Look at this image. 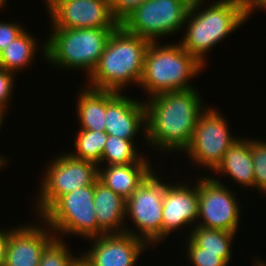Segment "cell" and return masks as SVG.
Listing matches in <instances>:
<instances>
[{
  "label": "cell",
  "mask_w": 266,
  "mask_h": 266,
  "mask_svg": "<svg viewBox=\"0 0 266 266\" xmlns=\"http://www.w3.org/2000/svg\"><path fill=\"white\" fill-rule=\"evenodd\" d=\"M148 99V100H147ZM196 88L164 92L146 98V136L153 149L164 154L188 148L200 114L206 109ZM166 152V153H165Z\"/></svg>",
  "instance_id": "6da1fadb"
},
{
  "label": "cell",
  "mask_w": 266,
  "mask_h": 266,
  "mask_svg": "<svg viewBox=\"0 0 266 266\" xmlns=\"http://www.w3.org/2000/svg\"><path fill=\"white\" fill-rule=\"evenodd\" d=\"M204 1H192L179 43L205 66L206 54L243 26L253 15V7L252 0H213L202 10Z\"/></svg>",
  "instance_id": "7a4b0ae2"
},
{
  "label": "cell",
  "mask_w": 266,
  "mask_h": 266,
  "mask_svg": "<svg viewBox=\"0 0 266 266\" xmlns=\"http://www.w3.org/2000/svg\"><path fill=\"white\" fill-rule=\"evenodd\" d=\"M150 43L119 25L112 32L96 67L87 77L86 86L118 93L132 83L138 86Z\"/></svg>",
  "instance_id": "3957f363"
},
{
  "label": "cell",
  "mask_w": 266,
  "mask_h": 266,
  "mask_svg": "<svg viewBox=\"0 0 266 266\" xmlns=\"http://www.w3.org/2000/svg\"><path fill=\"white\" fill-rule=\"evenodd\" d=\"M159 43H150L139 82L147 98L164 92L195 88L191 85L192 78L200 75L206 66L186 51L179 41L163 46Z\"/></svg>",
  "instance_id": "277c9868"
},
{
  "label": "cell",
  "mask_w": 266,
  "mask_h": 266,
  "mask_svg": "<svg viewBox=\"0 0 266 266\" xmlns=\"http://www.w3.org/2000/svg\"><path fill=\"white\" fill-rule=\"evenodd\" d=\"M41 47L42 57L62 70H82L87 77L96 67L115 29L51 28ZM84 70V71H83Z\"/></svg>",
  "instance_id": "5b68a950"
},
{
  "label": "cell",
  "mask_w": 266,
  "mask_h": 266,
  "mask_svg": "<svg viewBox=\"0 0 266 266\" xmlns=\"http://www.w3.org/2000/svg\"><path fill=\"white\" fill-rule=\"evenodd\" d=\"M95 183L60 196L39 218L56 237L90 239L106 234L97 223L94 206Z\"/></svg>",
  "instance_id": "8992f818"
},
{
  "label": "cell",
  "mask_w": 266,
  "mask_h": 266,
  "mask_svg": "<svg viewBox=\"0 0 266 266\" xmlns=\"http://www.w3.org/2000/svg\"><path fill=\"white\" fill-rule=\"evenodd\" d=\"M162 180L154 169L126 200V219L132 220L135 228L127 226L125 232L149 246L163 241L162 198L169 183Z\"/></svg>",
  "instance_id": "52a82bcc"
},
{
  "label": "cell",
  "mask_w": 266,
  "mask_h": 266,
  "mask_svg": "<svg viewBox=\"0 0 266 266\" xmlns=\"http://www.w3.org/2000/svg\"><path fill=\"white\" fill-rule=\"evenodd\" d=\"M192 1L147 0L128 14L120 25L127 32L150 42H160L161 37L172 36L184 29Z\"/></svg>",
  "instance_id": "ba28073f"
},
{
  "label": "cell",
  "mask_w": 266,
  "mask_h": 266,
  "mask_svg": "<svg viewBox=\"0 0 266 266\" xmlns=\"http://www.w3.org/2000/svg\"><path fill=\"white\" fill-rule=\"evenodd\" d=\"M44 168L43 181L35 201L37 217L41 216L60 196L76 189L91 186L98 179L95 163L73 157L70 153L59 154Z\"/></svg>",
  "instance_id": "9c48e42d"
},
{
  "label": "cell",
  "mask_w": 266,
  "mask_h": 266,
  "mask_svg": "<svg viewBox=\"0 0 266 266\" xmlns=\"http://www.w3.org/2000/svg\"><path fill=\"white\" fill-rule=\"evenodd\" d=\"M218 111L206 107L200 114L190 144L184 151L192 164L208 171L217 167L225 152L240 138L232 136L225 116Z\"/></svg>",
  "instance_id": "30bf717a"
},
{
  "label": "cell",
  "mask_w": 266,
  "mask_h": 266,
  "mask_svg": "<svg viewBox=\"0 0 266 266\" xmlns=\"http://www.w3.org/2000/svg\"><path fill=\"white\" fill-rule=\"evenodd\" d=\"M204 175L199 178L198 226L238 233L241 205L230 187L217 177ZM206 176V177H205Z\"/></svg>",
  "instance_id": "8fae6325"
},
{
  "label": "cell",
  "mask_w": 266,
  "mask_h": 266,
  "mask_svg": "<svg viewBox=\"0 0 266 266\" xmlns=\"http://www.w3.org/2000/svg\"><path fill=\"white\" fill-rule=\"evenodd\" d=\"M45 3L51 28L116 29L120 25L108 0H45Z\"/></svg>",
  "instance_id": "7c38bea8"
},
{
  "label": "cell",
  "mask_w": 266,
  "mask_h": 266,
  "mask_svg": "<svg viewBox=\"0 0 266 266\" xmlns=\"http://www.w3.org/2000/svg\"><path fill=\"white\" fill-rule=\"evenodd\" d=\"M186 183L183 181L170 183L163 193V240L180 228L187 226L190 230L197 224L199 178L192 186Z\"/></svg>",
  "instance_id": "4fadbf2b"
},
{
  "label": "cell",
  "mask_w": 266,
  "mask_h": 266,
  "mask_svg": "<svg viewBox=\"0 0 266 266\" xmlns=\"http://www.w3.org/2000/svg\"><path fill=\"white\" fill-rule=\"evenodd\" d=\"M90 241L93 245L82 254L93 266H135L149 248L145 241L126 232L103 234Z\"/></svg>",
  "instance_id": "5bb4252c"
},
{
  "label": "cell",
  "mask_w": 266,
  "mask_h": 266,
  "mask_svg": "<svg viewBox=\"0 0 266 266\" xmlns=\"http://www.w3.org/2000/svg\"><path fill=\"white\" fill-rule=\"evenodd\" d=\"M36 219L40 224L30 222L10 232L5 266H39L43 250L56 235L41 218Z\"/></svg>",
  "instance_id": "9a60e30c"
},
{
  "label": "cell",
  "mask_w": 266,
  "mask_h": 266,
  "mask_svg": "<svg viewBox=\"0 0 266 266\" xmlns=\"http://www.w3.org/2000/svg\"><path fill=\"white\" fill-rule=\"evenodd\" d=\"M105 117V132L107 134L126 140H135L142 131L140 135L146 136L144 100L130 98L125 94L123 95L122 92L117 93L107 103Z\"/></svg>",
  "instance_id": "2e32d148"
},
{
  "label": "cell",
  "mask_w": 266,
  "mask_h": 266,
  "mask_svg": "<svg viewBox=\"0 0 266 266\" xmlns=\"http://www.w3.org/2000/svg\"><path fill=\"white\" fill-rule=\"evenodd\" d=\"M94 206L98 226L106 233H125L126 200L103 184L95 181ZM125 219V220H124ZM126 221V223H124Z\"/></svg>",
  "instance_id": "e0dca14e"
},
{
  "label": "cell",
  "mask_w": 266,
  "mask_h": 266,
  "mask_svg": "<svg viewBox=\"0 0 266 266\" xmlns=\"http://www.w3.org/2000/svg\"><path fill=\"white\" fill-rule=\"evenodd\" d=\"M231 177L245 189L254 187L255 175L253 159L251 154V139L239 138L236 140L223 155L221 162L212 171ZM247 187V188H246Z\"/></svg>",
  "instance_id": "ac0fdd59"
},
{
  "label": "cell",
  "mask_w": 266,
  "mask_h": 266,
  "mask_svg": "<svg viewBox=\"0 0 266 266\" xmlns=\"http://www.w3.org/2000/svg\"><path fill=\"white\" fill-rule=\"evenodd\" d=\"M151 163L105 165L98 167V179L127 200L153 171Z\"/></svg>",
  "instance_id": "d6986e66"
},
{
  "label": "cell",
  "mask_w": 266,
  "mask_h": 266,
  "mask_svg": "<svg viewBox=\"0 0 266 266\" xmlns=\"http://www.w3.org/2000/svg\"><path fill=\"white\" fill-rule=\"evenodd\" d=\"M81 89L77 98L79 130L105 131V110L107 103L118 93L97 90L87 86Z\"/></svg>",
  "instance_id": "ffe728a7"
},
{
  "label": "cell",
  "mask_w": 266,
  "mask_h": 266,
  "mask_svg": "<svg viewBox=\"0 0 266 266\" xmlns=\"http://www.w3.org/2000/svg\"><path fill=\"white\" fill-rule=\"evenodd\" d=\"M35 35L24 30L0 52V68L16 74L29 68L38 49Z\"/></svg>",
  "instance_id": "44dd1931"
},
{
  "label": "cell",
  "mask_w": 266,
  "mask_h": 266,
  "mask_svg": "<svg viewBox=\"0 0 266 266\" xmlns=\"http://www.w3.org/2000/svg\"><path fill=\"white\" fill-rule=\"evenodd\" d=\"M135 140H126L108 134L102 154L105 165H127L133 163H151L150 160L138 153ZM142 155V156H141Z\"/></svg>",
  "instance_id": "7402d4cb"
},
{
  "label": "cell",
  "mask_w": 266,
  "mask_h": 266,
  "mask_svg": "<svg viewBox=\"0 0 266 266\" xmlns=\"http://www.w3.org/2000/svg\"><path fill=\"white\" fill-rule=\"evenodd\" d=\"M189 232V235H186L189 236L187 238L197 247L203 248V252L232 253L231 247L236 233L198 225Z\"/></svg>",
  "instance_id": "603a6c76"
},
{
  "label": "cell",
  "mask_w": 266,
  "mask_h": 266,
  "mask_svg": "<svg viewBox=\"0 0 266 266\" xmlns=\"http://www.w3.org/2000/svg\"><path fill=\"white\" fill-rule=\"evenodd\" d=\"M108 134L105 131L78 130L75 136L73 157L95 163L101 167L102 154Z\"/></svg>",
  "instance_id": "cb8c5ba5"
},
{
  "label": "cell",
  "mask_w": 266,
  "mask_h": 266,
  "mask_svg": "<svg viewBox=\"0 0 266 266\" xmlns=\"http://www.w3.org/2000/svg\"><path fill=\"white\" fill-rule=\"evenodd\" d=\"M185 245V257L192 266H228L231 262L233 253L203 252V248L197 247L189 238Z\"/></svg>",
  "instance_id": "d4e9b609"
},
{
  "label": "cell",
  "mask_w": 266,
  "mask_h": 266,
  "mask_svg": "<svg viewBox=\"0 0 266 266\" xmlns=\"http://www.w3.org/2000/svg\"><path fill=\"white\" fill-rule=\"evenodd\" d=\"M64 239L55 237L43 250L39 266H69L73 256Z\"/></svg>",
  "instance_id": "484cf974"
},
{
  "label": "cell",
  "mask_w": 266,
  "mask_h": 266,
  "mask_svg": "<svg viewBox=\"0 0 266 266\" xmlns=\"http://www.w3.org/2000/svg\"><path fill=\"white\" fill-rule=\"evenodd\" d=\"M251 154L255 175L254 187L266 196V142L252 138Z\"/></svg>",
  "instance_id": "4316f807"
},
{
  "label": "cell",
  "mask_w": 266,
  "mask_h": 266,
  "mask_svg": "<svg viewBox=\"0 0 266 266\" xmlns=\"http://www.w3.org/2000/svg\"><path fill=\"white\" fill-rule=\"evenodd\" d=\"M16 76L14 73L0 68V109L4 112H7L9 108L8 102L13 98L14 78Z\"/></svg>",
  "instance_id": "83f0119b"
},
{
  "label": "cell",
  "mask_w": 266,
  "mask_h": 266,
  "mask_svg": "<svg viewBox=\"0 0 266 266\" xmlns=\"http://www.w3.org/2000/svg\"><path fill=\"white\" fill-rule=\"evenodd\" d=\"M26 28L20 22L0 21V52L5 49Z\"/></svg>",
  "instance_id": "f1b7e54d"
},
{
  "label": "cell",
  "mask_w": 266,
  "mask_h": 266,
  "mask_svg": "<svg viewBox=\"0 0 266 266\" xmlns=\"http://www.w3.org/2000/svg\"><path fill=\"white\" fill-rule=\"evenodd\" d=\"M113 16L119 23L135 8L147 0H108Z\"/></svg>",
  "instance_id": "f546056e"
},
{
  "label": "cell",
  "mask_w": 266,
  "mask_h": 266,
  "mask_svg": "<svg viewBox=\"0 0 266 266\" xmlns=\"http://www.w3.org/2000/svg\"><path fill=\"white\" fill-rule=\"evenodd\" d=\"M13 229H0V266H5L9 234Z\"/></svg>",
  "instance_id": "4dcf8cb0"
},
{
  "label": "cell",
  "mask_w": 266,
  "mask_h": 266,
  "mask_svg": "<svg viewBox=\"0 0 266 266\" xmlns=\"http://www.w3.org/2000/svg\"><path fill=\"white\" fill-rule=\"evenodd\" d=\"M69 266H93L87 258L80 253V255H76L73 261L69 264Z\"/></svg>",
  "instance_id": "1f68e13d"
},
{
  "label": "cell",
  "mask_w": 266,
  "mask_h": 266,
  "mask_svg": "<svg viewBox=\"0 0 266 266\" xmlns=\"http://www.w3.org/2000/svg\"><path fill=\"white\" fill-rule=\"evenodd\" d=\"M5 115H6V112H4L2 109H0V128L2 127L1 125L3 124L4 122V119H5ZM8 164L9 162L7 161V158H5L4 156L0 155V167L3 168L6 167L5 164Z\"/></svg>",
  "instance_id": "d6a6232c"
},
{
  "label": "cell",
  "mask_w": 266,
  "mask_h": 266,
  "mask_svg": "<svg viewBox=\"0 0 266 266\" xmlns=\"http://www.w3.org/2000/svg\"><path fill=\"white\" fill-rule=\"evenodd\" d=\"M264 260H261V259H257L253 262V266H266V262H263Z\"/></svg>",
  "instance_id": "836d02e7"
},
{
  "label": "cell",
  "mask_w": 266,
  "mask_h": 266,
  "mask_svg": "<svg viewBox=\"0 0 266 266\" xmlns=\"http://www.w3.org/2000/svg\"><path fill=\"white\" fill-rule=\"evenodd\" d=\"M7 0H0V9L3 8L4 6H6Z\"/></svg>",
  "instance_id": "e575fe53"
}]
</instances>
